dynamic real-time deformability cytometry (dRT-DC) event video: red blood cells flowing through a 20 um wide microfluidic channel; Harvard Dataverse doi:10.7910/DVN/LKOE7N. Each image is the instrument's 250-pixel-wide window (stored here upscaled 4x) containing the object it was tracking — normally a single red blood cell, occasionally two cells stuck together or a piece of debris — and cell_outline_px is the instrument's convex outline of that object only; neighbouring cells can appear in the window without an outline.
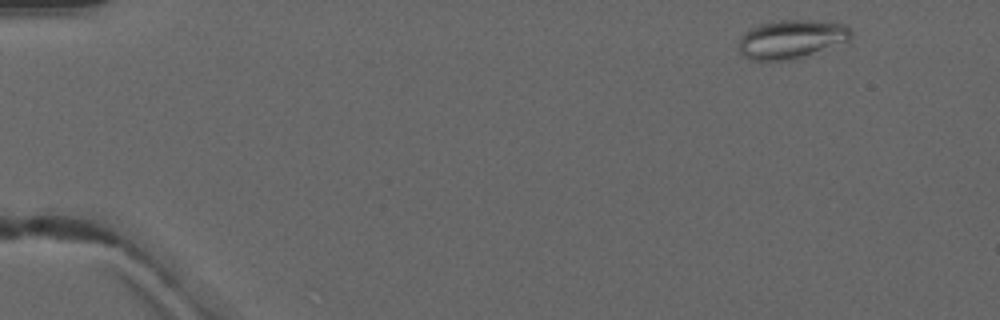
{"species": "common noctule bat (a hibernating species)", "species_latin": "Nyctalus noctula", "temperature_condition": "warm", "stored_images_in_passage": 4, "camera_frame_rate_fps": 3000, "um_per_image_px": 0.085, "animal": {"sex": "male", "forearm_length_mm": 52.5}, "frame": {"image": 1, "passage_image": 1, "time_ms": 0.0, "image_size_px": [1000, 320], "cell_outline_px": [[852, 40], [792, 60], [748, 60], [740, 52], [740, 36], [752, 28], [760, 24], [772, 20], [812, 20], [848, 24], [852, 32]], "centroid_in_image_um": [67.31, 3.32], "position_along_channel_um": 17.7, "area_um2": 25.49}}